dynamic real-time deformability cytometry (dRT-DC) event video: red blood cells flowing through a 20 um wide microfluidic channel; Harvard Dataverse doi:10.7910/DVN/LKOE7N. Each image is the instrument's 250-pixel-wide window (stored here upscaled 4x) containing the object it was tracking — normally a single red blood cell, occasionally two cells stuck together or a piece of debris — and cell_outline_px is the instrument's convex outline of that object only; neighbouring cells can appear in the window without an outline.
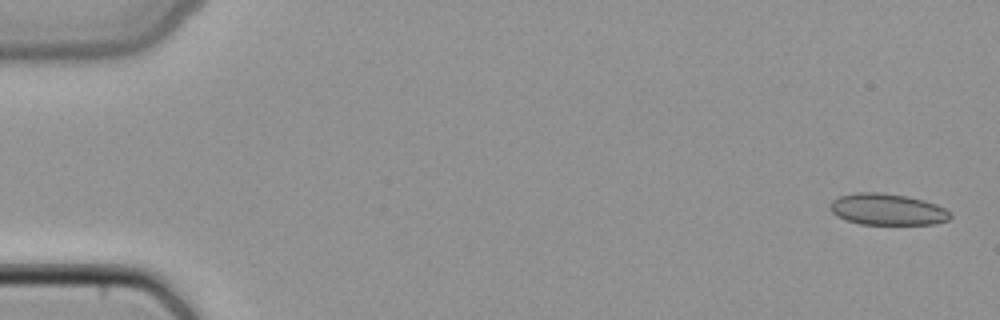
{"species": "common noctule bat (a hibernating species)", "species_latin": "Nyctalus noctula", "temperature_condition": "cold", "stored_images_in_passage": 48, "camera_frame_rate_fps": 3000, "um_per_image_px": 0.085, "animal": {"sex": "female", "body_mass_g": 22.7, "forearm_length_mm": 54.2}, "frame": {"image": 1, "passage_image": 1, "time_ms": 0.0, "image_size_px": [1000, 320], "cell_outline_px": [[952, 216], [948, 220], [936, 224], [860, 224], [844, 220], [836, 216], [828, 208], [832, 200], [840, 196], [856, 192], [880, 192], [908, 196], [924, 200], [936, 204], [944, 208]], "centroid_in_image_um": [75.39, 17.8], "position_along_channel_um": 9.6, "area_um2": 22.2}}
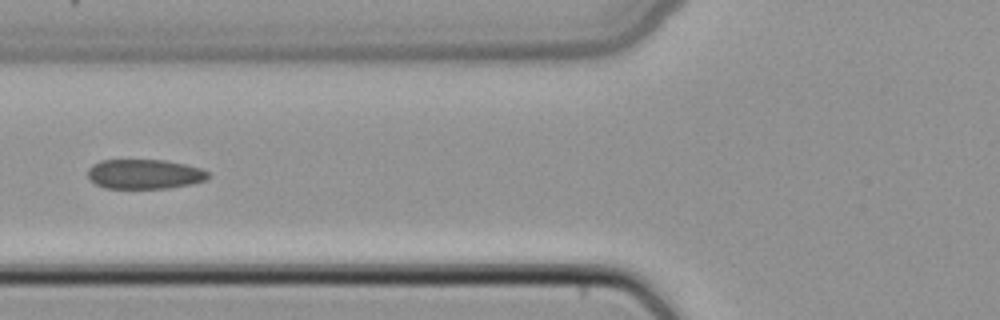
{"frame": {"image": 2, "passage_image": 19, "time_ms": 6.0, "image_size_px": [1000, 320], "cell_outline_px": [[208, 180], [192, 184], [168, 188], [104, 188], [88, 180], [88, 168], [92, 164], [100, 160], [164, 160], [184, 164], [200, 168], [208, 172]], "centroid_in_image_um": [12.26, 14.8], "position_along_channel_um": 113.5, "area_um2": 20.92}}
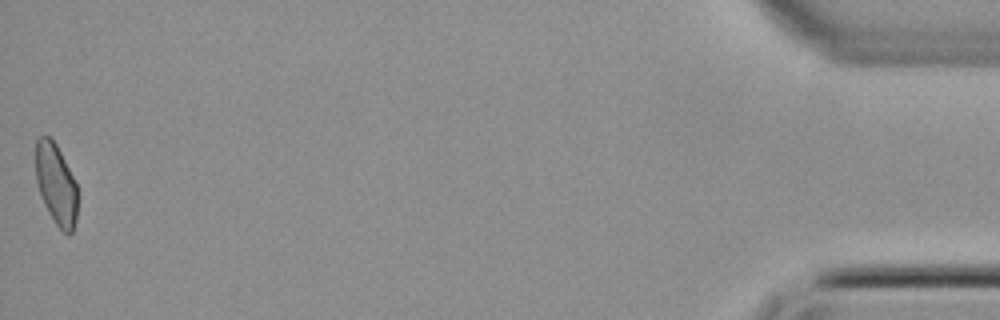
{"frame": {"image": 3, "passage_image": 48, "time_ms": 15.667, "image_size_px": [1000, 320], "cell_outline_px": [[76, 220], [72, 232], [68, 236], [56, 224], [48, 212], [44, 204], [36, 180], [36, 140], [40, 136], [48, 136], [56, 144], [76, 184]], "centroid_in_image_um": [4.75, 15.67], "position_along_channel_um": 430.4, "area_um2": 19.31}}